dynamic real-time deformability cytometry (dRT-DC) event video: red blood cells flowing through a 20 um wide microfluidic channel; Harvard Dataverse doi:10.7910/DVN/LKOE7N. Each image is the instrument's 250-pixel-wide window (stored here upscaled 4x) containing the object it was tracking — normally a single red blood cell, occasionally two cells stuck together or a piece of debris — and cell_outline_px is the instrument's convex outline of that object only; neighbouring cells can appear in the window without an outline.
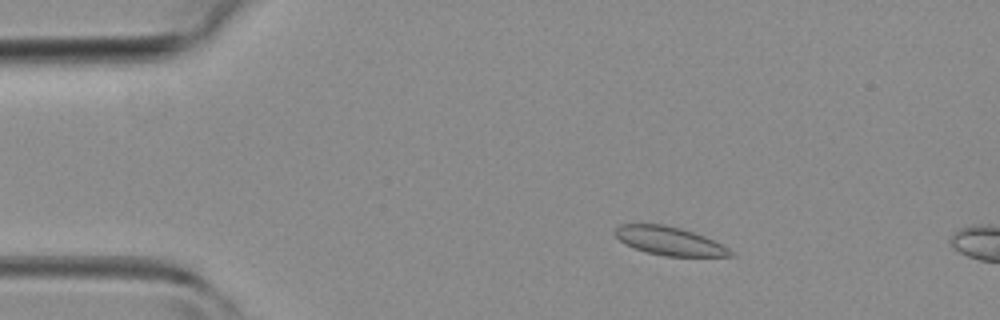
{"species": "common noctule bat (a hibernating species)", "species_latin": "Nyctalus noctula", "temperature_condition": "room temperature", "stored_images_in_passage": 46, "camera_frame_rate_fps": 3000, "um_per_image_px": 0.085, "animal": {"sex": "female", "body_mass_g": 19.3, "forearm_length_mm": 54.1}, "frame": {"image": 1, "passage_image": 8, "time_ms": 2.333, "image_size_px": [1000, 320], "cell_outline_px": [[736, 256], [664, 256], [644, 252], [624, 244], [616, 236], [616, 228], [620, 224], [664, 224], [680, 228], [704, 236], [728, 248]], "centroid_in_image_um": [56.87, 20.49], "position_along_channel_um": 28.1, "area_um2": 18.96}}
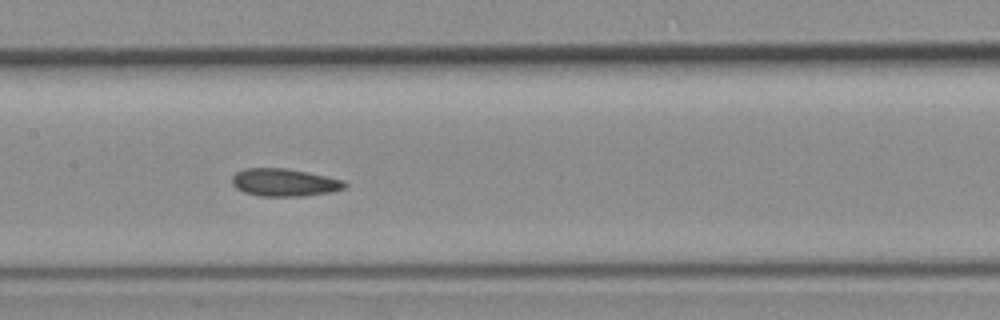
{"frame": {"image": 2, "passage_image": 22, "time_ms": 7.0, "image_size_px": [1000, 320], "cell_outline_px": [[348, 184], [344, 188], [332, 192], [304, 196], [260, 196], [244, 192], [236, 188], [232, 184], [232, 176], [236, 172], [244, 168], [284, 168], [308, 172], [344, 180]], "centroid_in_image_um": [24.17, 15.51], "position_along_channel_um": 183.2, "area_um2": 18.26}}
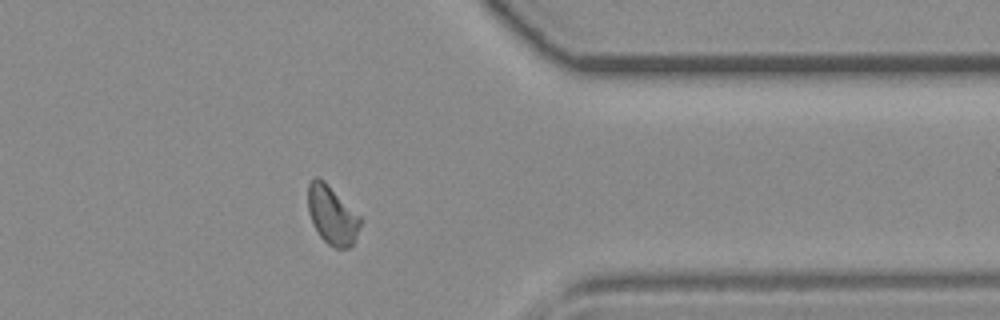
{"frame": {"image": 3, "passage_image": 36, "time_ms": 11.667, "image_size_px": [1000, 320], "cell_outline_px": [[360, 224], [356, 236], [352, 244], [348, 248], [336, 248], [328, 244], [320, 236], [312, 224], [308, 212], [308, 184], [316, 176], [324, 180], [360, 216]], "centroid_in_image_um": [28.2, 18.28], "position_along_channel_um": 383.2, "area_um2": 17.69}}